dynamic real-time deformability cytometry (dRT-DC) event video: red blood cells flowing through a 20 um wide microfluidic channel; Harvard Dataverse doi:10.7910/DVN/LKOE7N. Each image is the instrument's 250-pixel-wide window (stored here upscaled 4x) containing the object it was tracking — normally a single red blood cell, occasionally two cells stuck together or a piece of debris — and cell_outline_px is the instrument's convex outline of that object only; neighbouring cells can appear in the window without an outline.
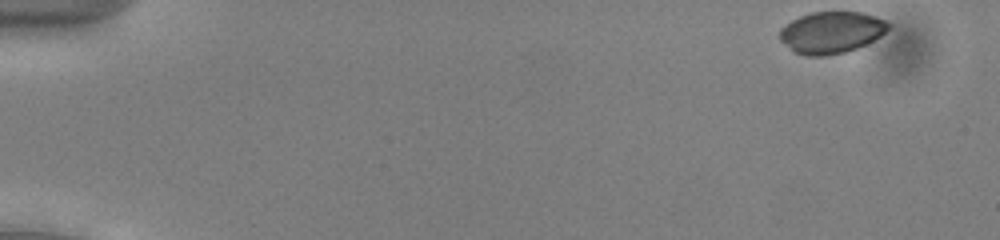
{"species": "common noctule bat (a hibernating species)", "species_latin": "Nyctalus noctula", "temperature_condition": "cold", "stored_images_in_passage": 13, "camera_frame_rate_fps": 3000, "um_per_image_px": 0.085, "animal": {"sex": "male", "body_mass_g": 13.0, "forearm_length_mm": 53.1}, "frame": {"image": 1, "passage_image": 1, "time_ms": 0.0, "image_size_px": [1000, 240], "cell_outline_px": [[892, 24], [880, 36], [856, 48], [844, 52], [824, 56], [808, 56], [792, 52], [780, 40], [780, 28], [792, 20], [800, 16], [812, 12], [864, 12], [876, 16]], "centroid_in_image_um": [70.64, 2.75], "position_along_channel_um": 14.4, "area_um2": 26.36}}